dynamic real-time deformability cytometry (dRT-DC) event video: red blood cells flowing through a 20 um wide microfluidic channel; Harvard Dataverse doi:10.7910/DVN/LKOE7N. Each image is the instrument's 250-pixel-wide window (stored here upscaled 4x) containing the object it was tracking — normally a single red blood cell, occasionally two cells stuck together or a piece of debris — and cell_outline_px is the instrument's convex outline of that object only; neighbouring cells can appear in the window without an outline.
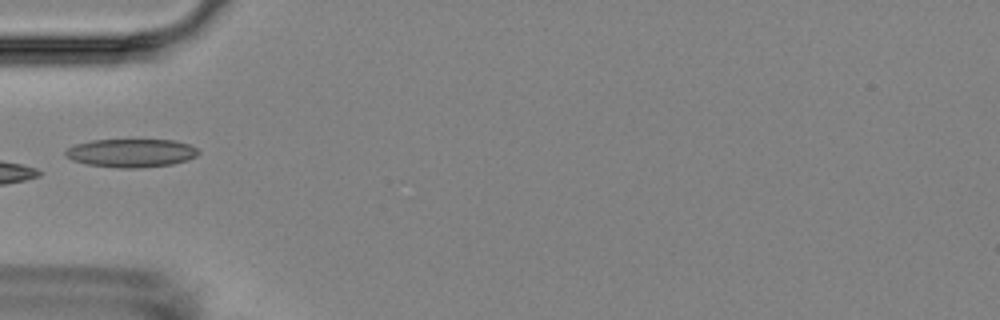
{"species": "Egyptian fruit bat (a non-hibernating species)", "species_latin": "Rousettus aegyptiacus", "temperature_condition": "room temperature", "stored_images_in_passage": 8, "camera_frame_rate_fps": 3000, "um_per_image_px": 0.085, "animal": {"sex": "female"}, "frame": {"image": 1, "passage_image": 6, "time_ms": 6.0, "image_size_px": [1000, 320], "cell_outline_px": [[200, 152], [196, 156], [188, 160], [172, 164], [140, 168], [120, 168], [88, 164], [72, 160], [64, 156], [64, 152], [68, 148], [76, 144], [92, 140], [176, 140], [188, 144], [196, 148]], "centroid_in_image_um": [11.15, 13.0], "position_along_channel_um": 73.8, "area_um2": 21.96}}
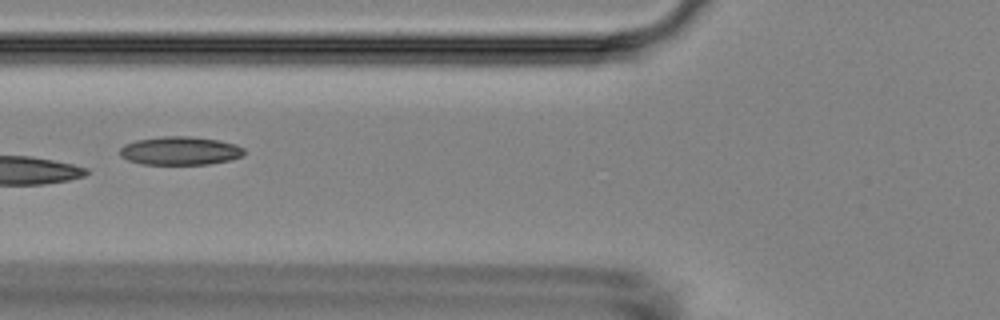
{"frame": {"image": 2, "passage_image": 7, "time_ms": 7.0, "image_size_px": [1000, 320], "cell_outline_px": [[244, 152], [240, 156], [228, 160], [208, 164], [140, 164], [128, 160], [120, 156], [120, 148], [124, 144], [136, 140], [164, 136], [188, 136], [216, 140], [236, 144], [244, 148]], "centroid_in_image_um": [15.26, 12.81], "position_along_channel_um": 110.5, "area_um2": 20.4}}